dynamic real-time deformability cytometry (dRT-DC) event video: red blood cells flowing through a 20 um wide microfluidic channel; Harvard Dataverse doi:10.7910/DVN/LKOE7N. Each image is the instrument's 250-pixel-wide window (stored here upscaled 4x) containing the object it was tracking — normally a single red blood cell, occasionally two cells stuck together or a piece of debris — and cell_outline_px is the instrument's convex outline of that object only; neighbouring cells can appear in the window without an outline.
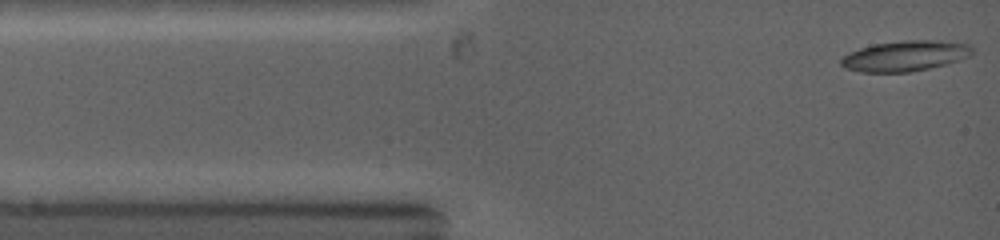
{"species": "common noctule bat (a hibernating species)", "species_latin": "Nyctalus noctula", "temperature_condition": "warm", "stored_images_in_passage": 2, "camera_frame_rate_fps": 5000, "um_per_image_px": 0.085, "animal": {"sex": "female", "body_mass_g": 19.0, "forearm_length_mm": 53.3}, "frame": {"image": 1, "passage_image": 2, "time_ms": 0.8, "image_size_px": [1000, 240], "cell_outline_px": [[972, 52], [968, 56], [960, 60], [948, 64], [912, 72], [860, 72], [844, 68], [840, 64], [840, 60], [848, 52], [860, 48], [876, 44], [904, 40], [940, 40], [968, 44], [972, 48]], "centroid_in_image_um": [76.93, 4.76], "position_along_channel_um": 8.1, "area_um2": 23.41}}